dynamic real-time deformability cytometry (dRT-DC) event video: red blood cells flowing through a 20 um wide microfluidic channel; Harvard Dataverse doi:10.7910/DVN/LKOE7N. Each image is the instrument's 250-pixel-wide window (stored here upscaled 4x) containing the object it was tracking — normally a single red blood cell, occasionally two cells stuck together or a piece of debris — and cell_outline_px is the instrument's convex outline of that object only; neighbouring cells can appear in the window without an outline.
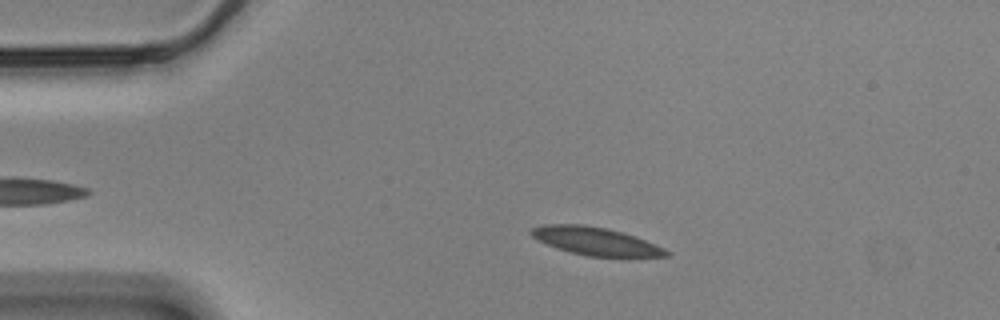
{"species": "Egyptian fruit bat (a non-hibernating species)", "species_latin": "Rousettus aegyptiacus", "temperature_condition": "cold", "stored_images_in_passage": 42, "camera_frame_rate_fps": 3000, "um_per_image_px": 0.085, "animal": {"sex": "male"}, "frame": {"image": 1, "passage_image": 9, "time_ms": 2.667, "image_size_px": [1000, 320], "cell_outline_px": [[668, 256], [632, 260], [620, 260], [588, 256], [568, 252], [556, 248], [532, 236], [528, 232], [532, 228], [544, 224], [584, 224], [608, 228], [644, 240], [664, 248], [668, 252]], "centroid_in_image_um": [50.71, 20.57], "position_along_channel_um": 34.3, "area_um2": 22.89}}
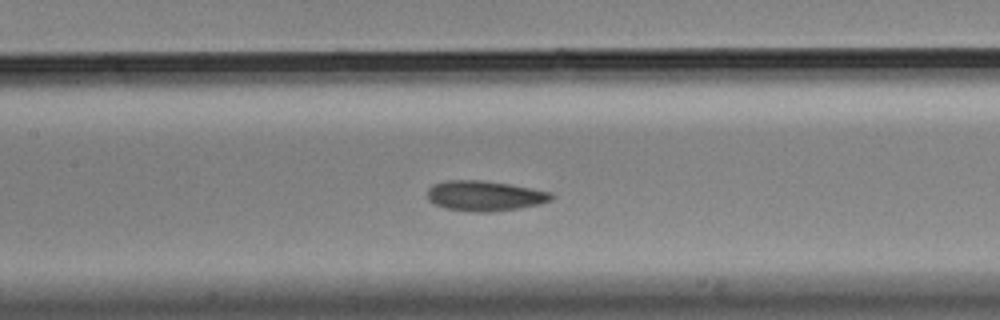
{"frame": {"image": 2, "passage_image": 24, "time_ms": 7.667, "image_size_px": [1000, 320], "cell_outline_px": [[556, 196], [552, 200], [540, 204], [492, 212], [472, 212], [444, 208], [428, 200], [428, 188], [432, 184], [444, 180], [484, 180], [532, 188], [552, 192]], "centroid_in_image_um": [41.21, 16.64], "position_along_channel_um": 166.2, "area_um2": 22.02}}
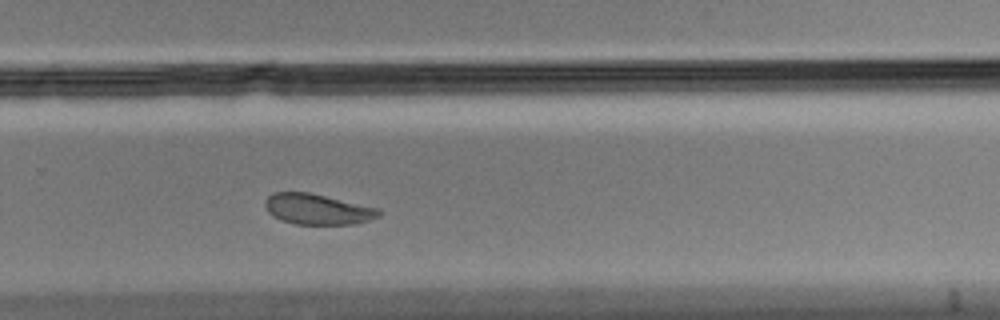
{"frame": {"image": 3, "passage_image": 36, "time_ms": 11.667, "image_size_px": [1000, 320], "cell_outline_px": [[380, 216], [368, 220], [352, 224], [296, 224], [280, 220], [272, 216], [268, 212], [264, 204], [264, 200], [272, 192], [308, 192], [380, 208]], "centroid_in_image_um": [26.95, 17.77], "position_along_channel_um": 302.8, "area_um2": 20.35}, "authors_computed_cell_mechanics": {"area_um2": 21.6461, "velocity_mm_per_s": 3.4253, "shape_relaxation_time_tau1_ms": 5.7269, "shape_relaxation_time_tau2_ms": 2.8219, "deformation_change_tau1": 0.118, "deformation_change_tau2": 0.0478}}